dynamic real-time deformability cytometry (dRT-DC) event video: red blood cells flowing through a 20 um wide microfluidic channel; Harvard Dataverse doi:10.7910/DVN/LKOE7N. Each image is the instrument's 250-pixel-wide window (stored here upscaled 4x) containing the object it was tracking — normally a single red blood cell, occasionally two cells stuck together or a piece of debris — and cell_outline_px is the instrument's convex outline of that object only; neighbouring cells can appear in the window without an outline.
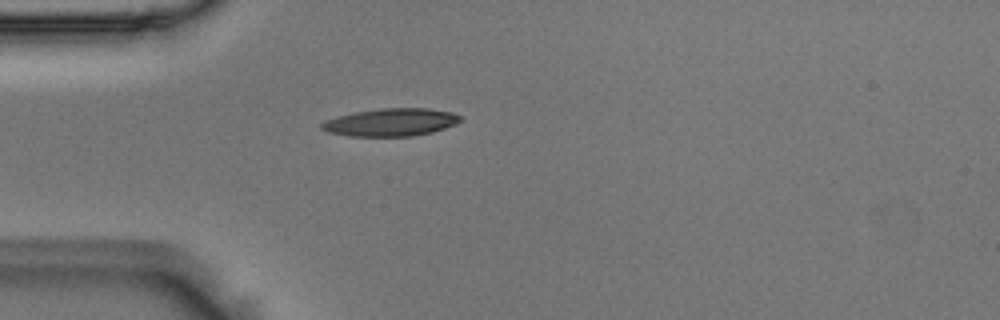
{"species": "Egyptian fruit bat (a non-hibernating species)", "species_latin": "Rousettus aegyptiacus", "temperature_condition": "room temperature", "stored_images_in_passage": 5, "camera_frame_rate_fps": 3000, "um_per_image_px": 0.085, "animal": {"sex": "male"}, "frame": {"image": 1, "passage_image": 5, "time_ms": 1.333, "image_size_px": [1000, 320], "cell_outline_px": [[464, 120], [456, 124], [432, 132], [412, 136], [348, 136], [328, 132], [320, 128], [320, 124], [324, 120], [356, 112], [380, 108], [428, 108], [452, 112], [464, 116]], "centroid_in_image_um": [33.27, 10.39], "position_along_channel_um": 51.7, "area_um2": 22.54}}